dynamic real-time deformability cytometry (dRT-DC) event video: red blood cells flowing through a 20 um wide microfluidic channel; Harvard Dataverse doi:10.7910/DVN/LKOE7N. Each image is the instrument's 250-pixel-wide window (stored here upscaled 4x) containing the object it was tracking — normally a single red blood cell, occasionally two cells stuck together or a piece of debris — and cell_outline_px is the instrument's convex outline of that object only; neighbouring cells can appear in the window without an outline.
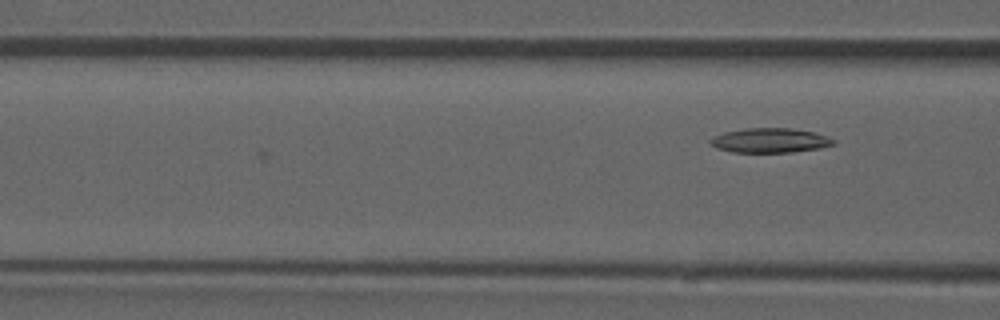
{"species": "common noctule bat (a hibernating species)", "species_latin": "Nyctalus noctula", "temperature_condition": "room temperature", "stored_images_in_passage": 4, "camera_frame_rate_fps": 3000, "um_per_image_px": 0.085, "animal": {"sex": "male", "forearm_length_mm": 52.5}, "frame": {"image": 1, "passage_image": 4, "time_ms": 1.0, "image_size_px": [1000, 320], "cell_outline_px": [[836, 144], [820, 148], [792, 152], [732, 152], [716, 148], [708, 144], [708, 140], [712, 136], [724, 132], [748, 128], [788, 128], [812, 132], [836, 140]], "centroid_in_image_um": [65.39, 11.94], "position_along_channel_um": 101.2, "area_um2": 17.63}}